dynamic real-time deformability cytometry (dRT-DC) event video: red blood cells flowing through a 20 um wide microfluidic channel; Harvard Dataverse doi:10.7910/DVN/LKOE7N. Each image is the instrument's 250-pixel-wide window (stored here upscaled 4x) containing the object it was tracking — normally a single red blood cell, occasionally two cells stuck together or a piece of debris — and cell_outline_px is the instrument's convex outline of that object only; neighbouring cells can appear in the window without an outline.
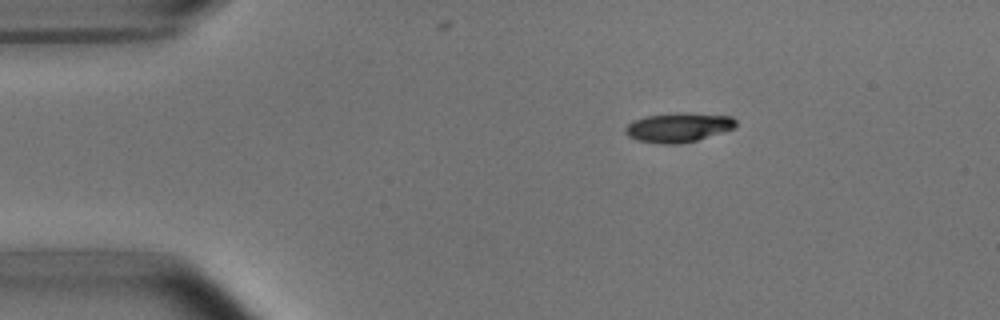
{"species": "common noctule bat (a hibernating species)", "species_latin": "Nyctalus noctula", "temperature_condition": "room temperature", "stored_images_in_passage": 4, "camera_frame_rate_fps": 3000, "um_per_image_px": 0.085, "animal": {"sex": "male", "body_mass_g": 15.6}, "frame": {"image": 1, "passage_image": 1, "time_ms": 0.0, "image_size_px": [1000, 320], "cell_outline_px": [[736, 128], [696, 140], [680, 144], [660, 144], [636, 140], [628, 136], [624, 132], [624, 128], [632, 120], [648, 116], [676, 112], [684, 112], [732, 116], [736, 120]], "centroid_in_image_um": [57.65, 10.83], "position_along_channel_um": 27.3, "area_um2": 19.13}}